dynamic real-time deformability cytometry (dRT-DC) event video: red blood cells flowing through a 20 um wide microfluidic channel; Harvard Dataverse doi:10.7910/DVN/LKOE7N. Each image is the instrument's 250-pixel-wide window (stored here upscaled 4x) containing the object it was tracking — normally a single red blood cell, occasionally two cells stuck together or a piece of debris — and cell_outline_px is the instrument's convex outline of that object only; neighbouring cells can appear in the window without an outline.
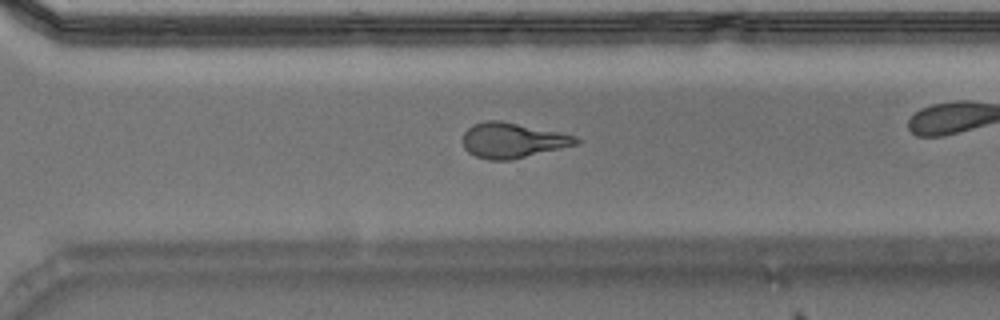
{"species": "Egyptian fruit bat (a non-hibernating species)", "species_latin": "Rousettus aegyptiacus", "temperature_condition": "warm", "stored_images_in_passage": 36, "camera_frame_rate_fps": 3000, "um_per_image_px": 0.085, "animal": {"sex": "male"}, "frame": {"image": 1, "passage_image": 31, "time_ms": 10.0, "image_size_px": [1000, 320], "cell_outline_px": [[584, 140], [576, 144], [512, 160], [488, 160], [476, 156], [468, 152], [464, 148], [464, 132], [472, 124], [488, 120], [500, 120], [560, 132], [576, 136]], "centroid_in_image_um": [43.57, 11.92], "position_along_channel_um": 327.0, "area_um2": 23.18}}